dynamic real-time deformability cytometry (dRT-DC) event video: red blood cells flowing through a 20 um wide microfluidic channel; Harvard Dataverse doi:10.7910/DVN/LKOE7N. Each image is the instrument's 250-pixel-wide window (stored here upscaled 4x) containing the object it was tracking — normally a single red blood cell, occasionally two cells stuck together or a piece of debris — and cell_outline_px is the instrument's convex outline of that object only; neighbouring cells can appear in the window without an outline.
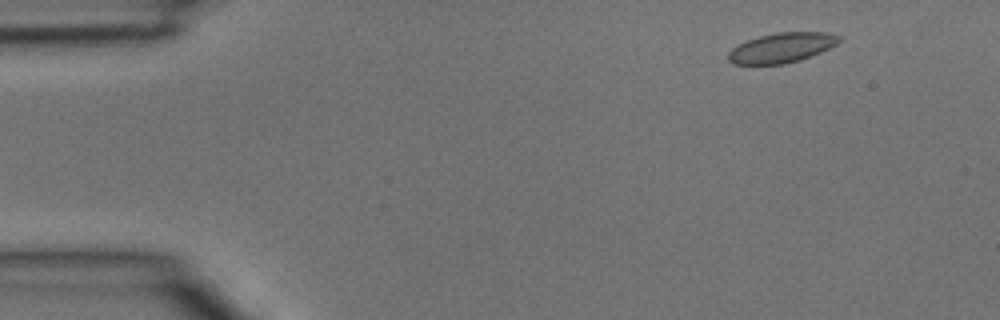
{"species": "common noctule bat (a hibernating species)", "species_latin": "Nyctalus noctula", "temperature_condition": "room temperature", "stored_images_in_passage": 4, "camera_frame_rate_fps": 3000, "um_per_image_px": 0.085, "animal": {"sex": "male", "body_mass_g": 15.6}, "frame": {"image": 1, "passage_image": 1, "time_ms": 0.0, "image_size_px": [1000, 320], "cell_outline_px": [[844, 40], [820, 52], [800, 60], [784, 64], [732, 64], [728, 60], [728, 52], [732, 48], [748, 40], [760, 36], [776, 32], [828, 32], [840, 36]], "centroid_in_image_um": [66.46, 4.05], "position_along_channel_um": 18.5, "area_um2": 19.25}}
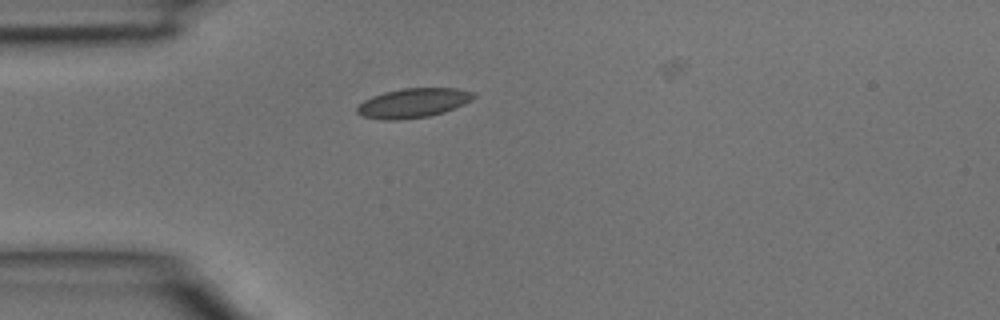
{"frame": {"image": 2, "passage_image": 3, "time_ms": 0.667, "image_size_px": [1000, 320], "cell_outline_px": [[476, 96], [472, 100], [464, 104], [444, 112], [428, 116], [396, 120], [384, 120], [360, 116], [356, 112], [356, 108], [364, 100], [372, 96], [384, 92], [404, 88], [456, 88], [472, 92]], "centroid_in_image_um": [35.1, 8.75], "position_along_channel_um": 49.9, "area_um2": 19.94}}